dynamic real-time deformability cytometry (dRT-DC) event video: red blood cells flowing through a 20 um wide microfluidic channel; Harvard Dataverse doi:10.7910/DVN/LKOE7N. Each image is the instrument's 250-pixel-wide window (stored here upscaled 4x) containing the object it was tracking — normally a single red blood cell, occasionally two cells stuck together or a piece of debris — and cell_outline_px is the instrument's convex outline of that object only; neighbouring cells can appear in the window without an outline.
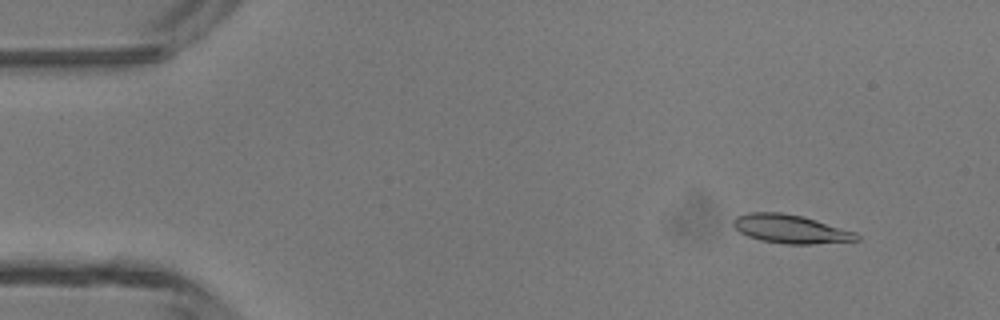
{"species": "common noctule bat (a hibernating species)", "species_latin": "Nyctalus noctula", "temperature_condition": "room temperature", "stored_images_in_passage": 47, "camera_frame_rate_fps": 3000, "um_per_image_px": 0.085, "animal": {"sex": "male", "body_mass_g": 13.3}, "frame": {"image": 1, "passage_image": 5, "time_ms": 1.333, "image_size_px": [1000, 320], "cell_outline_px": [[860, 240], [812, 244], [784, 244], [760, 240], [748, 236], [740, 232], [732, 224], [732, 220], [736, 216], [748, 212], [780, 212], [800, 216], [816, 220], [856, 232], [860, 236]], "centroid_in_image_um": [67.18, 19.46], "position_along_channel_um": 17.8, "area_um2": 20.52}}
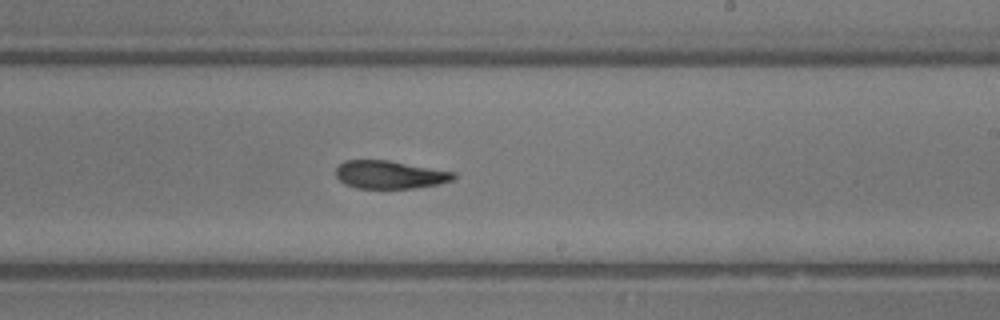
{"frame": {"image": 2, "passage_image": 28, "time_ms": 9.0, "image_size_px": [1000, 320], "cell_outline_px": [[456, 176], [452, 180], [440, 184], [412, 188], [356, 188], [344, 184], [336, 176], [336, 168], [344, 160], [388, 160], [456, 172]], "centroid_in_image_um": [33.13, 14.84], "position_along_channel_um": 255.9, "area_um2": 19.25}}
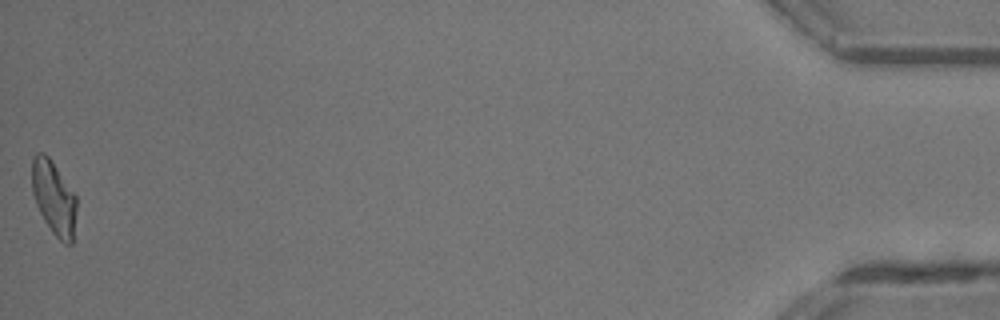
{"frame": {"image": 3, "passage_image": 47, "time_ms": 15.333, "image_size_px": [1000, 320], "cell_outline_px": [[76, 208], [72, 244], [64, 244], [52, 232], [44, 220], [36, 204], [32, 192], [32, 160], [36, 152], [44, 152], [48, 156], [76, 196]], "centroid_in_image_um": [4.56, 16.81], "position_along_channel_um": 430.6, "area_um2": 18.96}, "authors_computed_cell_mechanics": {"area_um2": 19.8832, "velocity_mm_per_s": 4.3837, "shape_relaxation_time_tau1_ms": 6.6405, "shape_relaxation_time_tau2_ms": 3.0958, "deformation_change_tau1": 0.2119, "deformation_change_tau2": 0.0907}}